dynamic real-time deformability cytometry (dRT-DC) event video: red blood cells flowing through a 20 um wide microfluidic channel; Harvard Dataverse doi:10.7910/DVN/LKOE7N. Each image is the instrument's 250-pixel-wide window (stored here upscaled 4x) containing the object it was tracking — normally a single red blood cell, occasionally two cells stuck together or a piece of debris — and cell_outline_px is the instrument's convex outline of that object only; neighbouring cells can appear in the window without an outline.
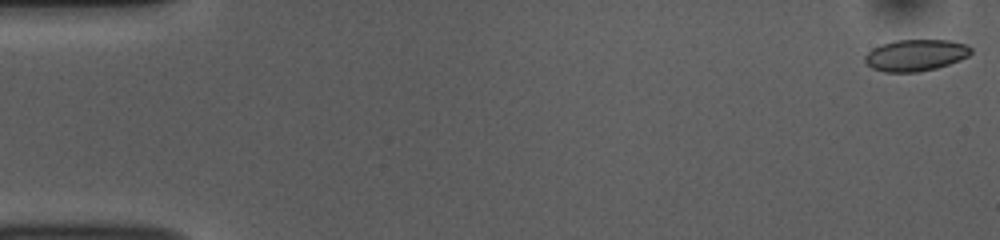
{"species": "common noctule bat (a hibernating species)", "species_latin": "Nyctalus noctula", "temperature_condition": "room temperature", "stored_images_in_passage": 53, "camera_frame_rate_fps": 3000, "um_per_image_px": 0.085, "animal": {"sex": "female", "body_mass_g": 10.0, "forearm_length_mm": 53.1}, "frame": {"image": 1, "passage_image": 1, "time_ms": 0.0, "image_size_px": [1000, 240], "cell_outline_px": [[972, 52], [968, 56], [960, 60], [936, 68], [916, 72], [884, 72], [872, 68], [864, 60], [864, 56], [872, 48], [880, 44], [896, 40], [948, 40], [964, 44], [972, 48]], "centroid_in_image_um": [77.81, 4.69], "position_along_channel_um": 7.2, "area_um2": 19.48}}
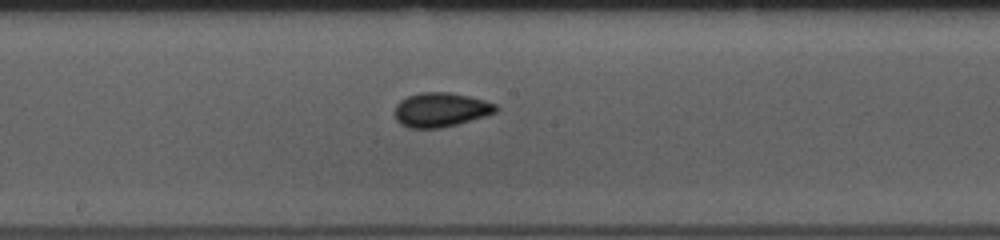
{"frame": {"image": 2, "passage_image": 28, "time_ms": 9.0, "image_size_px": [1000, 240], "cell_outline_px": [[500, 108], [496, 112], [484, 116], [456, 124], [440, 128], [408, 128], [400, 124], [396, 120], [396, 104], [400, 100], [408, 96], [420, 92], [448, 92], [468, 96], [484, 100], [496, 104]], "centroid_in_image_um": [37.45, 9.33], "position_along_channel_um": 210.7, "area_um2": 20.11}}
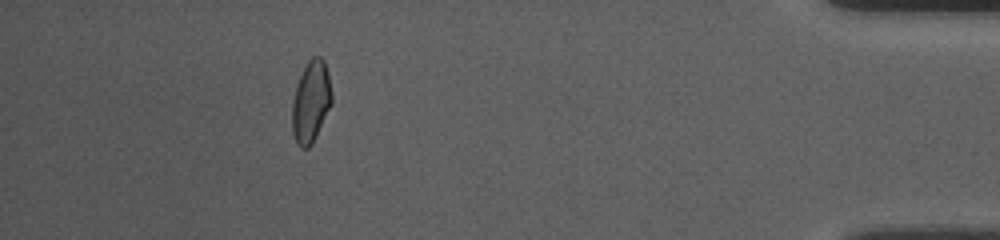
{"frame": {"image": 3, "passage_image": 48, "time_ms": 15.667, "image_size_px": [1000, 240], "cell_outline_px": [[332, 104], [312, 144], [308, 148], [300, 148], [296, 144], [292, 132], [292, 104], [296, 84], [308, 60], [312, 56], [320, 56], [324, 60], [328, 72], [332, 92]], "centroid_in_image_um": [26.43, 8.65], "position_along_channel_um": 408.8, "area_um2": 19.07}, "authors_computed_cell_mechanics": {"area_um2": 19.2474, "velocity_mm_per_s": 3.7856, "shape_relaxation_time_tau1_ms": 6.8901, "shape_relaxation_time_tau2_ms": 1.6397, "deformation_change_tau1": 0.098, "deformation_change_tau2": 0.0527}}